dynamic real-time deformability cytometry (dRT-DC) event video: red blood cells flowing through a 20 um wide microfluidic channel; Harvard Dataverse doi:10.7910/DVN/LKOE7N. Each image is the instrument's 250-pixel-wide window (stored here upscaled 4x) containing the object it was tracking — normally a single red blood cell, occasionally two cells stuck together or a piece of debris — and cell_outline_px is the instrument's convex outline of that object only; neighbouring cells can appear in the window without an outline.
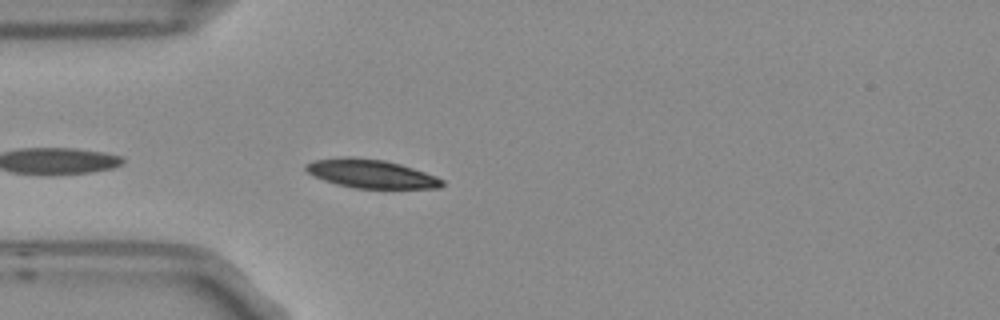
{"species": "Egyptian fruit bat (a non-hibernating species)", "species_latin": "Rousettus aegyptiacus", "temperature_condition": "room temperature", "stored_images_in_passage": 2, "camera_frame_rate_fps": 3000, "um_per_image_px": 0.085, "frame": {"image": 1, "passage_image": 2, "time_ms": 0.333, "image_size_px": [1000, 320], "cell_outline_px": [[444, 184], [440, 188], [352, 188], [336, 184], [324, 180], [308, 172], [304, 168], [304, 164], [316, 160], [348, 156], [352, 156], [384, 160], [400, 164], [436, 176], [444, 180]], "centroid_in_image_um": [31.54, 14.77], "position_along_channel_um": 53.5, "area_um2": 22.6}}